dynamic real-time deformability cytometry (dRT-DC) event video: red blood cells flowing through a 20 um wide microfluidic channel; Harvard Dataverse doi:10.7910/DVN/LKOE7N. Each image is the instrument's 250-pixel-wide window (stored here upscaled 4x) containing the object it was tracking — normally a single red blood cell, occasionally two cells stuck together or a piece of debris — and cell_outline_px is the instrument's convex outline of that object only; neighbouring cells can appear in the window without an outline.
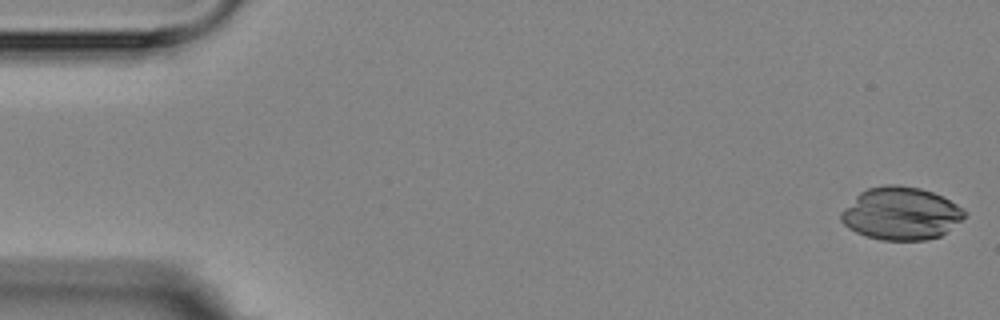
{"species": "Egyptian fruit bat (a non-hibernating species)", "species_latin": "Rousettus aegyptiacus", "temperature_condition": "room temperature", "stored_images_in_passage": 5, "camera_frame_rate_fps": 3000, "um_per_image_px": 0.085, "animal": {"sex": "female"}, "frame": {"image": 1, "passage_image": 1, "time_ms": 0.0, "image_size_px": [1000, 320], "cell_outline_px": [[968, 212], [960, 220], [940, 236], [928, 240], [880, 240], [864, 236], [848, 228], [840, 220], [840, 212], [860, 192], [868, 188], [884, 184], [896, 184], [920, 188], [932, 192], [956, 204]], "centroid_in_image_um": [76.54, 18.15], "position_along_channel_um": 8.5, "area_um2": 37.86}}